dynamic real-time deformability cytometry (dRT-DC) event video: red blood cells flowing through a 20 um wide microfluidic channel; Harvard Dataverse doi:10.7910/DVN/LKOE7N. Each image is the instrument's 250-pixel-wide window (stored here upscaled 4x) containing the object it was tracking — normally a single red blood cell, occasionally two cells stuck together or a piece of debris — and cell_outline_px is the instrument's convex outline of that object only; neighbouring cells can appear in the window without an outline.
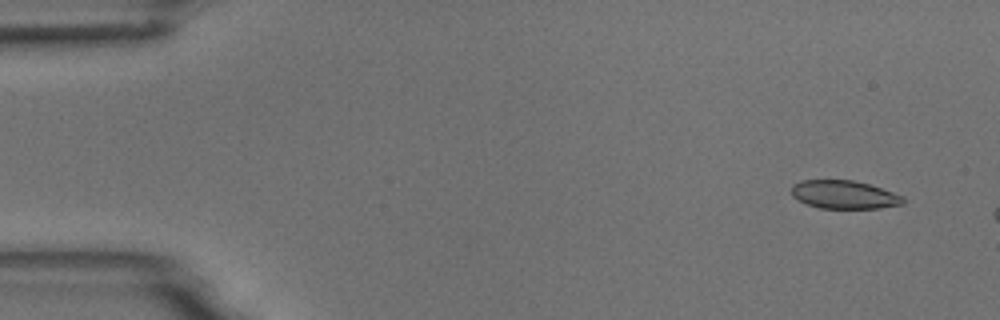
{"species": "common noctule bat (a hibernating species)", "species_latin": "Nyctalus noctula", "temperature_condition": "room temperature", "stored_images_in_passage": 3, "camera_frame_rate_fps": 3000, "um_per_image_px": 0.085, "animal": {"sex": "male", "body_mass_g": 18.8}, "frame": {"image": 1, "passage_image": 1, "time_ms": 0.0, "image_size_px": [1000, 320], "cell_outline_px": [[904, 204], [880, 208], [820, 208], [808, 204], [792, 196], [792, 184], [800, 180], [852, 180], [868, 184], [904, 196]], "centroid_in_image_um": [71.75, 16.54], "position_along_channel_um": 13.2, "area_um2": 18.26}}